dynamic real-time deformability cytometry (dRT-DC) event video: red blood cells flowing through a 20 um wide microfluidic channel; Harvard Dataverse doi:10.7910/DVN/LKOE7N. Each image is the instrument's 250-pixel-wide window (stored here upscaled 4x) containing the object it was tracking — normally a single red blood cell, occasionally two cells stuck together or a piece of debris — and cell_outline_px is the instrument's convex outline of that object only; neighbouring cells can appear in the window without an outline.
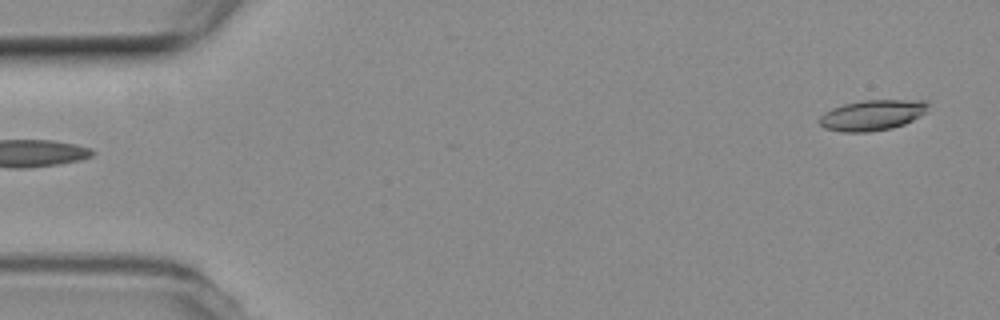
{"species": "common noctule bat (a hibernating species)", "species_latin": "Nyctalus noctula", "temperature_condition": "room temperature", "stored_images_in_passage": 53, "camera_frame_rate_fps": 3000, "um_per_image_px": 0.085, "animal": {"sex": "female", "body_mass_g": 19.3, "forearm_length_mm": 54.1}, "frame": {"image": 1, "passage_image": 1, "time_ms": 0.0, "image_size_px": [1000, 320], "cell_outline_px": [[928, 104], [924, 112], [912, 120], [904, 124], [892, 128], [868, 132], [844, 132], [824, 128], [820, 124], [820, 116], [824, 112], [832, 108], [844, 104], [864, 100], [928, 100]], "centroid_in_image_um": [74.12, 9.78], "position_along_channel_um": 10.9, "area_um2": 19.19}}
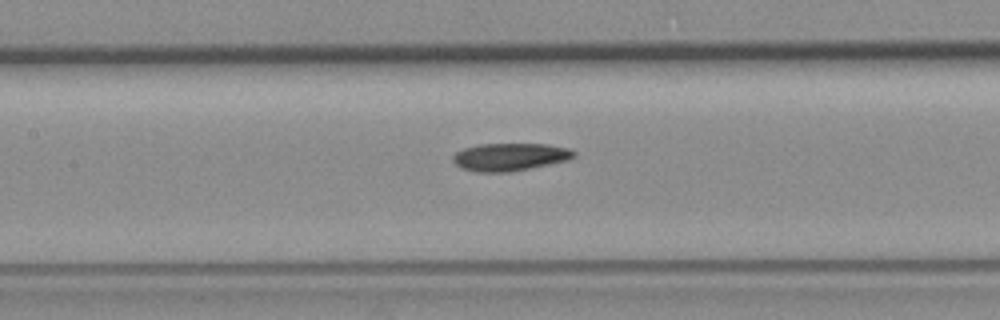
{"frame": {"image": 2, "passage_image": 23, "time_ms": 7.333, "image_size_px": [1000, 320], "cell_outline_px": [[576, 156], [568, 160], [512, 172], [476, 172], [460, 168], [452, 160], [452, 156], [456, 152], [464, 148], [480, 144], [548, 144], [568, 148], [576, 152]], "centroid_in_image_um": [43.34, 13.34], "position_along_channel_um": 164.1, "area_um2": 19.65}}
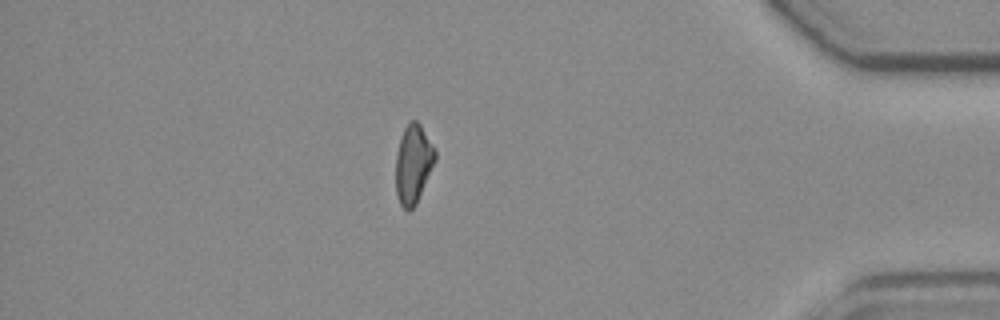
{"frame": {"image": 3, "passage_image": 45, "time_ms": 14.667, "image_size_px": [1000, 320], "cell_outline_px": [[436, 160], [416, 204], [408, 212], [400, 204], [396, 196], [396, 156], [400, 136], [408, 120], [416, 120], [420, 124], [432, 144], [436, 152]], "centroid_in_image_um": [35.11, 13.93], "position_along_channel_um": 400.1, "area_um2": 18.15}}